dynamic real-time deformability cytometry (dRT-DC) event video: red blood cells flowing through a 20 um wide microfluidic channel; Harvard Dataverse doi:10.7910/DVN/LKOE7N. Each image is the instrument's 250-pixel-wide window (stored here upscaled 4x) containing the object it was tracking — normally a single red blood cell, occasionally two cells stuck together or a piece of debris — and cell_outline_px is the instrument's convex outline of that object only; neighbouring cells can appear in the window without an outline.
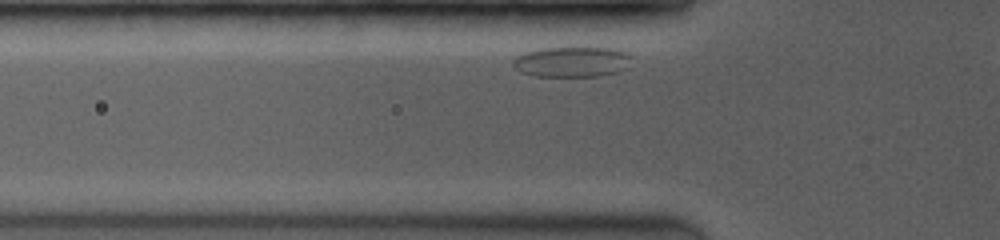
{"species": "common noctule bat (a hibernating species)", "species_latin": "Nyctalus noctula", "temperature_condition": "room temperature", "stored_images_in_passage": 21, "camera_frame_rate_fps": 3500, "um_per_image_px": 0.085, "animal": {"sex": "female", "body_mass_g": 19.0, "forearm_length_mm": 53.3}, "frame": {"image": 1, "passage_image": 4, "time_ms": 0.571, "image_size_px": [1000, 240], "cell_outline_px": [[632, 56], [628, 68], [620, 72], [600, 76], [536, 76], [520, 72], [512, 64], [512, 60], [516, 56], [524, 52], [540, 48], [576, 44], [584, 44], [616, 48], [628, 52]], "centroid_in_image_um": [48.68, 5.18], "position_along_channel_um": 77.1, "area_um2": 22.54}}
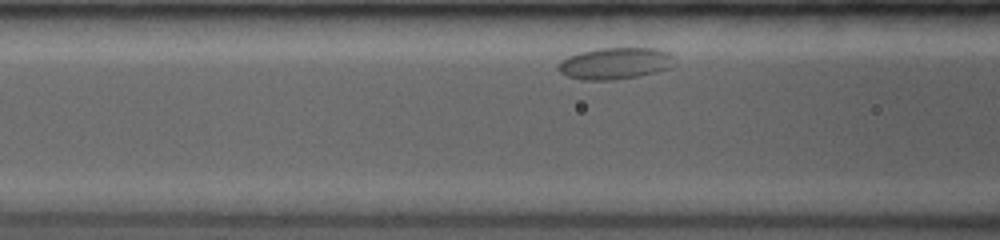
{"frame": {"image": 2, "passage_image": 9, "time_ms": 1.714, "image_size_px": [1000, 240], "cell_outline_px": [[672, 68], [640, 76], [612, 80], [584, 80], [568, 76], [560, 72], [556, 68], [556, 64], [560, 60], [568, 56], [580, 52], [596, 48], [656, 48], [668, 52], [672, 56]], "centroid_in_image_um": [52.25, 5.39], "position_along_channel_um": 114.4, "area_um2": 21.62}}
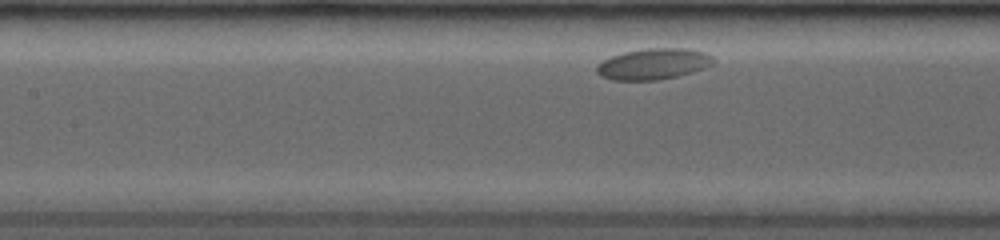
{"frame": {"image": 3, "passage_image": 15, "time_ms": 2.857, "image_size_px": [1000, 240], "cell_outline_px": [[716, 60], [712, 64], [704, 68], [692, 72], [660, 80], [612, 80], [600, 76], [596, 72], [596, 64], [612, 56], [624, 52], [644, 48], [692, 48], [704, 52], [712, 56]], "centroid_in_image_um": [55.54, 5.43], "position_along_channel_um": 151.9, "area_um2": 21.27}}